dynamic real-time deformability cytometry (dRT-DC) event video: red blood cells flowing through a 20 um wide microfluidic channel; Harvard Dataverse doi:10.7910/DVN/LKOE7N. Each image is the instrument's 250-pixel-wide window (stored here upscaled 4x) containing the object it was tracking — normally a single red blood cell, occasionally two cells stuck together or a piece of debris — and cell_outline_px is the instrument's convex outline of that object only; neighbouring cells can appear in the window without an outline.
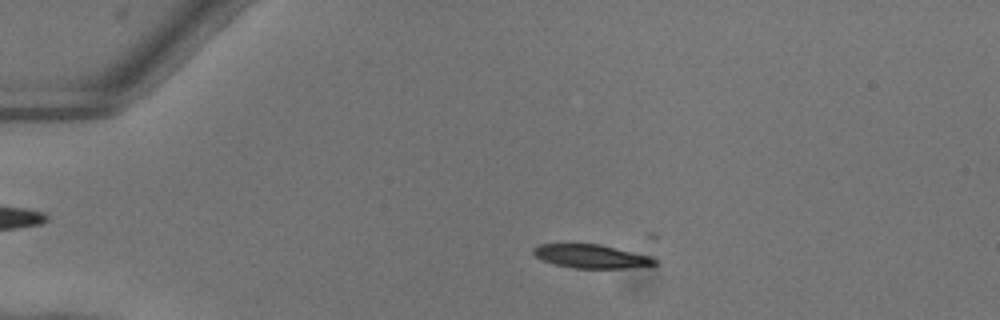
{"species": "common noctule bat (a hibernating species)", "species_latin": "Nyctalus noctula", "temperature_condition": "warm", "stored_images_in_passage": 17, "camera_frame_rate_fps": 3000, "um_per_image_px": 0.085, "animal": {"sex": "female"}, "frame": {"image": 1, "passage_image": 12, "time_ms": 3.667, "image_size_px": [1000, 320], "cell_outline_px": [[656, 264], [624, 268], [572, 268], [556, 264], [544, 260], [536, 256], [532, 252], [532, 248], [540, 244], [600, 244], [648, 256], [656, 260]], "centroid_in_image_um": [50.2, 21.78], "position_along_channel_um": 34.8, "area_um2": 16.3}}